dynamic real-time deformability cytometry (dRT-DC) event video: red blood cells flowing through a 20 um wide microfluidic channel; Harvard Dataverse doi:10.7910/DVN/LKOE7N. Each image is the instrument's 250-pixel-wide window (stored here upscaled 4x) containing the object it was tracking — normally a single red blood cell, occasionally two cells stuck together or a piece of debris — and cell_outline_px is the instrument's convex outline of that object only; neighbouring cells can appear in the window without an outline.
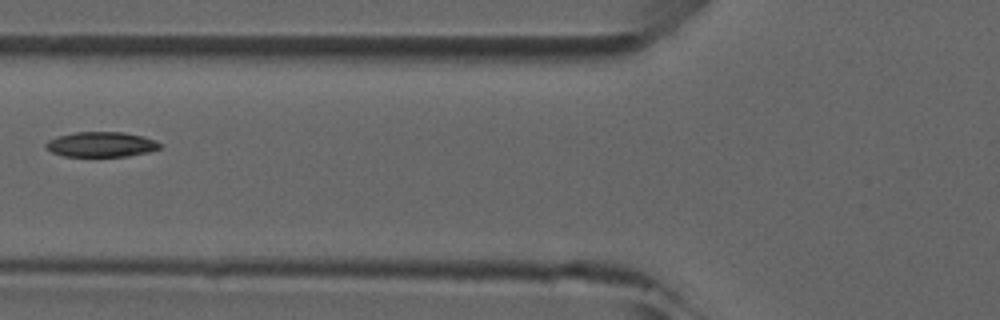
{"species": "common noctule bat (a hibernating species)", "species_latin": "Nyctalus noctula", "temperature_condition": "room temperature", "stored_images_in_passage": 4, "camera_frame_rate_fps": 3000, "um_per_image_px": 0.085, "animal": {"sex": "male", "forearm_length_mm": 52.5}, "frame": {"image": 1, "passage_image": 4, "time_ms": 4.333, "image_size_px": [1000, 320], "cell_outline_px": [[164, 148], [148, 152], [128, 156], [64, 156], [52, 152], [44, 144], [48, 140], [56, 136], [76, 132], [124, 132], [144, 136], [156, 140], [164, 144]], "centroid_in_image_um": [8.68, 12.27], "position_along_channel_um": 117.1, "area_um2": 16.88}}